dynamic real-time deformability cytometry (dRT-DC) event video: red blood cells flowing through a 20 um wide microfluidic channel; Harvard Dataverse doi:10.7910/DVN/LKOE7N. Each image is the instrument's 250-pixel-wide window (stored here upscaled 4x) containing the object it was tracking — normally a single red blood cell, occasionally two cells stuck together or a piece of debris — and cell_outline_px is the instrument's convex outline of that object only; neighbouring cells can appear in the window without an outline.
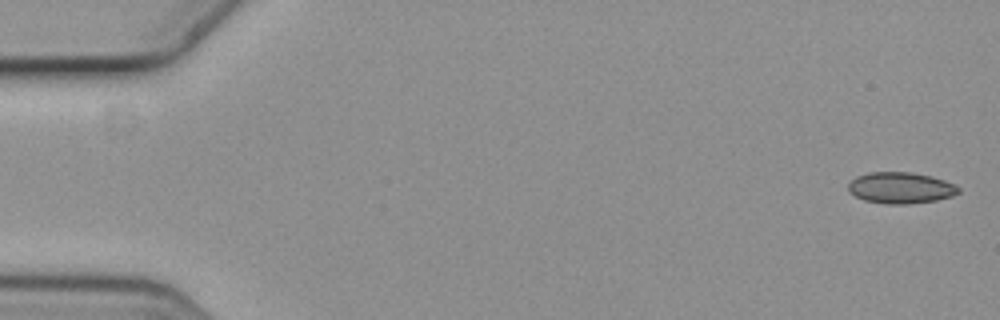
{"species": "common noctule bat (a hibernating species)", "species_latin": "Nyctalus noctula", "temperature_condition": "cold", "stored_images_in_passage": 6, "camera_frame_rate_fps": 3000, "um_per_image_px": 0.085, "animal": {"sex": "female", "body_mass_g": 19.3, "forearm_length_mm": 54.1}, "frame": {"image": 1, "passage_image": 1, "time_ms": 0.0, "image_size_px": [1000, 320], "cell_outline_px": [[960, 192], [952, 196], [936, 200], [904, 204], [888, 204], [864, 200], [848, 192], [848, 184], [856, 176], [868, 172], [912, 172], [932, 176], [956, 184], [960, 188]], "centroid_in_image_um": [76.56, 15.95], "position_along_channel_um": 8.4, "area_um2": 20.17}}